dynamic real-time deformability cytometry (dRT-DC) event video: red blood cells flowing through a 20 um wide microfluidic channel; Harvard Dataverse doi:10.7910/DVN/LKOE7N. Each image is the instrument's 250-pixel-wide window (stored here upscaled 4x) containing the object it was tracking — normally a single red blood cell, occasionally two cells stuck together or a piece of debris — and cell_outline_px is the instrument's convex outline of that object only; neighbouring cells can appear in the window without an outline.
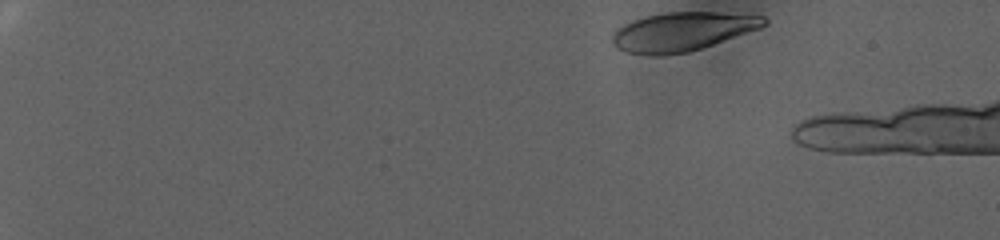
{"species": "human", "species_latin": "Homo sapiens", "temperature_condition": "warm", "stored_images_in_passage": 12, "camera_frame_rate_fps": 3000, "um_per_image_px": 0.085, "donor": {"sex": "female"}, "frame": {"image": 1, "passage_image": 1, "time_ms": 0.0, "image_size_px": [1000, 240], "cell_outline_px": [[768, 24], [760, 28], [688, 52], [660, 56], [648, 56], [624, 52], [616, 48], [612, 44], [612, 32], [616, 28], [632, 20], [644, 16], [664, 12], [716, 12], [764, 16], [768, 20]], "centroid_in_image_um": [57.92, 2.69], "position_along_channel_um": 27.1, "area_um2": 34.56}}